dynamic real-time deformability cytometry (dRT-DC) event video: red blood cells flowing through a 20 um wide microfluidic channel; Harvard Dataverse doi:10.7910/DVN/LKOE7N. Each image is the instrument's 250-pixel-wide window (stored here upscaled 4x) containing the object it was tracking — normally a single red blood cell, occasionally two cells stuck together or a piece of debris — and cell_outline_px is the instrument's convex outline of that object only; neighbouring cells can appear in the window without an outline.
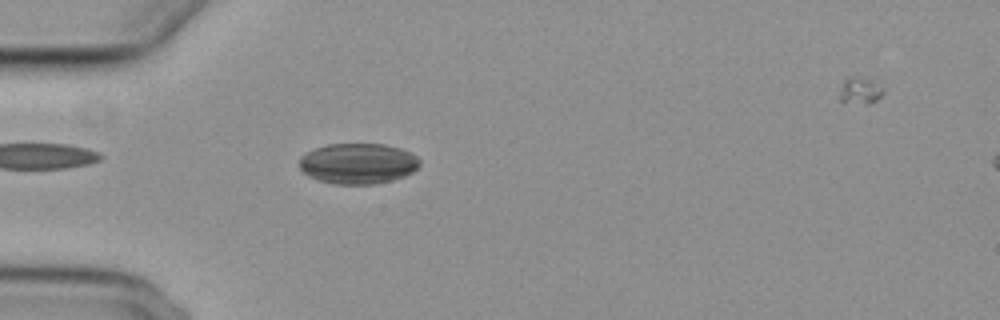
{"species": "common noctule bat (a hibernating species)", "species_latin": "Nyctalus noctula", "temperature_condition": "cold", "stored_images_in_passage": 37, "camera_frame_rate_fps": 3000, "um_per_image_px": 0.085, "animal": {"sex": "female", "body_mass_g": 29.2, "forearm_length_mm": 56.3}, "frame": {"image": 1, "passage_image": 5, "time_ms": 1.333, "image_size_px": [1000, 320], "cell_outline_px": [[420, 164], [412, 172], [404, 176], [392, 180], [376, 184], [332, 184], [308, 176], [300, 168], [300, 156], [316, 148], [328, 144], [384, 144], [400, 148], [416, 156], [420, 160]], "centroid_in_image_um": [30.43, 13.9], "position_along_channel_um": 54.6, "area_um2": 28.38}}
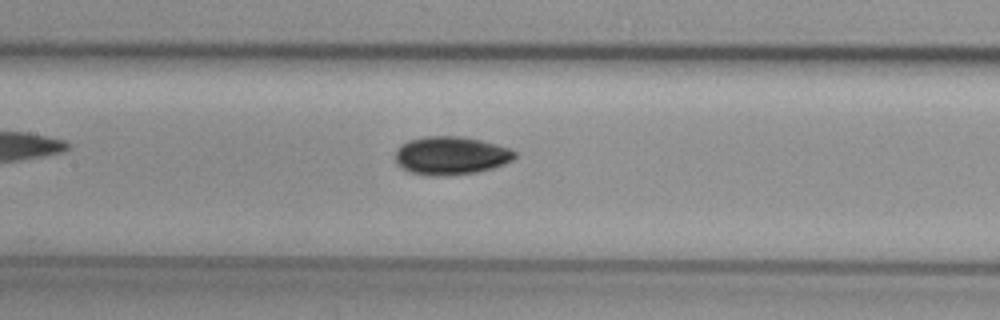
{"frame": {"image": 2, "passage_image": 15, "time_ms": 4.667, "image_size_px": [1000, 320], "cell_outline_px": [[516, 156], [512, 160], [504, 164], [492, 168], [476, 172], [448, 176], [428, 176], [408, 172], [400, 168], [396, 164], [396, 152], [400, 144], [408, 140], [424, 136], [464, 136], [496, 144], [508, 148], [516, 152]], "centroid_in_image_um": [38.28, 13.23], "position_along_channel_um": 169.1, "area_um2": 26.93}}
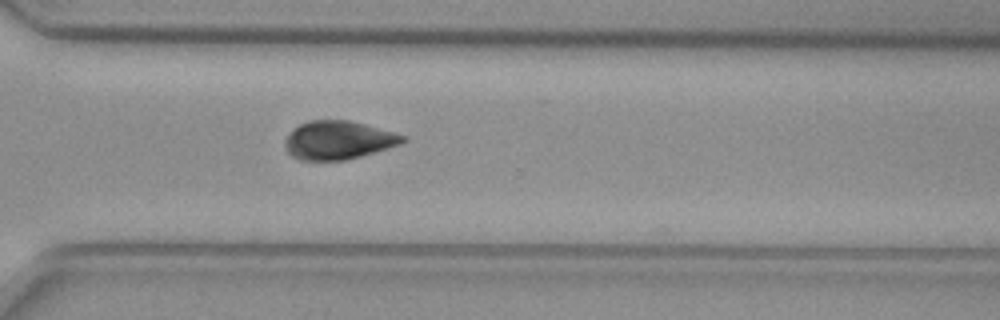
{"frame": {"image": 3, "passage_image": 29, "time_ms": 9.333, "image_size_px": [1000, 320], "cell_outline_px": [[408, 140], [400, 144], [360, 156], [344, 160], [300, 160], [292, 156], [288, 152], [284, 144], [284, 140], [300, 124], [308, 120], [348, 120], [364, 124], [408, 136]], "centroid_in_image_um": [28.77, 11.91], "position_along_channel_um": 341.8, "area_um2": 26.13}, "authors_computed_cell_mechanics": {"area_um2": 26.6458, "velocity_mm_per_s": 3.7096, "shape_relaxation_time_tau1_ms": 4.2789, "shape_relaxation_time_tau2_ms": null, "deformation_change_tau1": 0.046, "deformation_change_tau2": null}}